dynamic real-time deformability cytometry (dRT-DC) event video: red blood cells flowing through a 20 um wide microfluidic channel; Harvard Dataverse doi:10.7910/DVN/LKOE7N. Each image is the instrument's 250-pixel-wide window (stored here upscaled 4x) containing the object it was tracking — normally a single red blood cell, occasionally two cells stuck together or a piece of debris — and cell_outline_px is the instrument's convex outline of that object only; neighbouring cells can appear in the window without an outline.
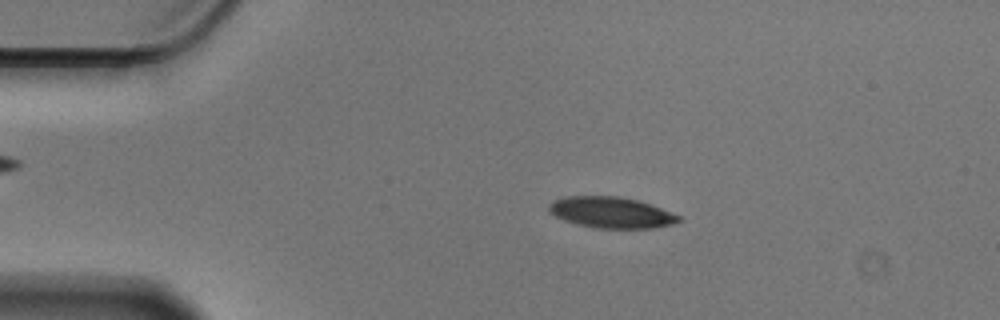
{"species": "Egyptian fruit bat (a non-hibernating species)", "species_latin": "Rousettus aegyptiacus", "temperature_condition": "cold", "stored_images_in_passage": 55, "camera_frame_rate_fps": 3000, "um_per_image_px": 0.085, "animal": {"sex": "male"}, "frame": {"image": 1, "passage_image": 10, "time_ms": 3.0, "image_size_px": [1000, 320], "cell_outline_px": [[684, 216], [680, 220], [672, 224], [652, 228], [596, 228], [576, 224], [564, 220], [548, 212], [548, 204], [552, 200], [564, 196], [620, 196], [640, 200]], "centroid_in_image_um": [51.96, 18.05], "position_along_channel_um": 33.0, "area_um2": 23.87}}
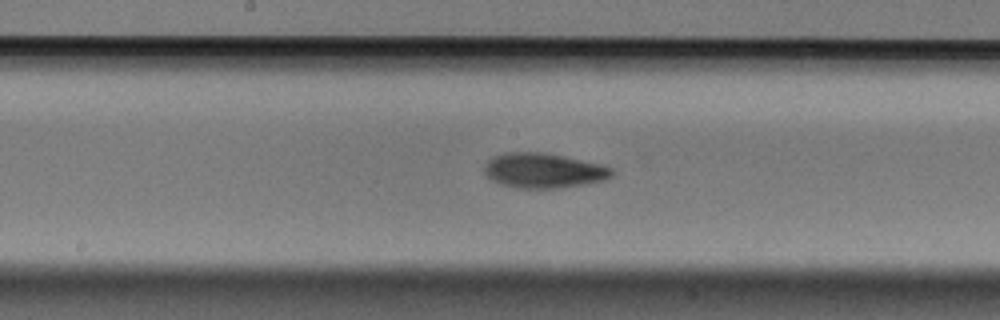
{"frame": {"image": 2, "passage_image": 28, "time_ms": 9.0, "image_size_px": [1000, 320], "cell_outline_px": [[616, 172], [612, 176], [604, 180], [584, 184], [560, 188], [516, 188], [500, 184], [492, 180], [484, 172], [484, 168], [488, 160], [492, 156], [508, 152], [544, 152], [564, 156], [600, 164], [612, 168]], "centroid_in_image_um": [46.2, 14.5], "position_along_channel_um": 202.0, "area_um2": 26.01}}
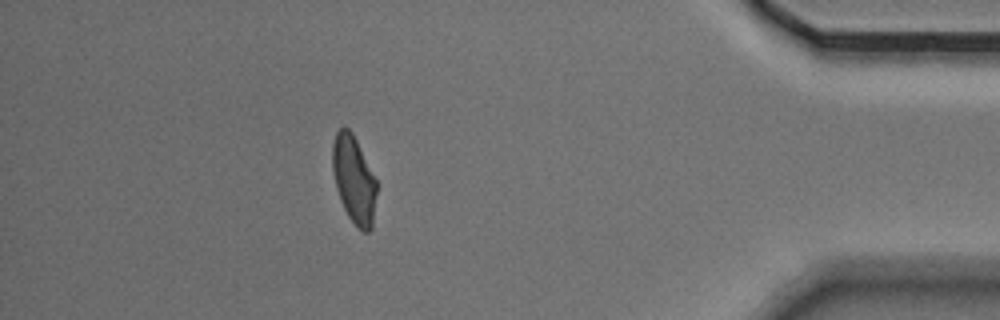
{"frame": {"image": 3, "passage_image": 49, "time_ms": 16.0, "image_size_px": [1000, 320], "cell_outline_px": [[376, 192], [372, 228], [368, 232], [364, 232], [356, 228], [348, 216], [340, 200], [336, 188], [332, 168], [332, 144], [336, 132], [340, 128], [348, 128], [352, 132], [376, 180]], "centroid_in_image_um": [30.06, 15.29], "position_along_channel_um": 405.1, "area_um2": 22.37}, "authors_computed_cell_mechanics": {"area_um2": 23.987, "velocity_mm_per_s": 3.5376, "shape_relaxation_time_tau1_ms": 4.5991, "shape_relaxation_time_tau2_ms": 4.0423, "deformation_change_tau1": 0.1267, "deformation_change_tau2": 0.0803}}